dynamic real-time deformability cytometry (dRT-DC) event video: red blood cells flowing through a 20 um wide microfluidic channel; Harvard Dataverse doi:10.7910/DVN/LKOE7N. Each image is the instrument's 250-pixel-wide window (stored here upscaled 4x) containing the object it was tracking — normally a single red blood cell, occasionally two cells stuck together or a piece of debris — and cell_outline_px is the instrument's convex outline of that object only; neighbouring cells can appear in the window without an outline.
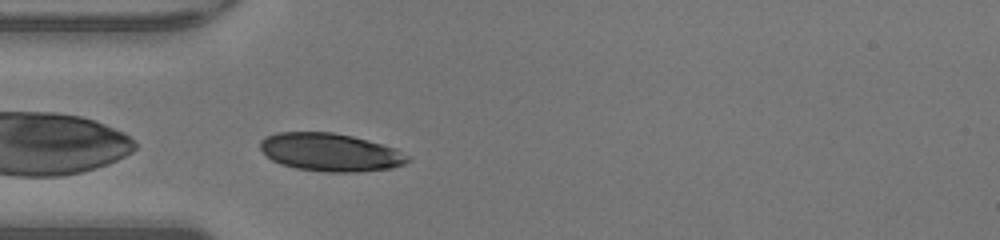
{"species": "human", "species_latin": "Homo sapiens", "temperature_condition": "warm", "stored_images_in_passage": 27, "camera_frame_rate_fps": 3000, "um_per_image_px": 0.085, "donor": {"sex": "male"}, "frame": {"image": 1, "passage_image": 1, "time_ms": 0.0, "image_size_px": [1000, 240], "cell_outline_px": [[408, 160], [404, 164], [392, 168], [360, 172], [324, 172], [296, 168], [280, 164], [272, 160], [260, 148], [260, 140], [264, 136], [276, 132], [332, 132], [352, 136], [368, 140], [396, 148], [408, 156]], "centroid_in_image_um": [28.06, 12.94], "position_along_channel_um": 56.9, "area_um2": 32.77}}
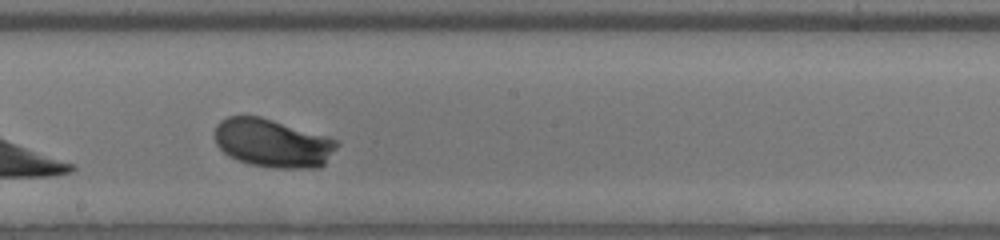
{"frame": {"image": 2, "passage_image": 13, "time_ms": 4.0, "image_size_px": [1000, 240], "cell_outline_px": [[340, 144], [324, 164], [320, 168], [276, 168], [248, 164], [228, 156], [216, 144], [216, 124], [220, 120], [228, 116], [260, 116], [336, 140]], "centroid_in_image_um": [23.15, 12.18], "position_along_channel_um": 225.0, "area_um2": 34.16}}
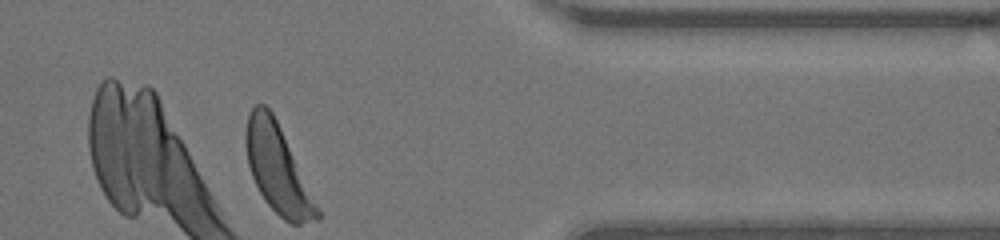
{"frame": {"image": 3, "passage_image": 26, "time_ms": 8.333, "image_size_px": [1000, 240], "cell_outline_px": [[320, 220], [300, 224], [292, 224], [284, 220], [264, 200], [252, 176], [248, 164], [244, 144], [244, 132], [248, 112], [256, 104], [264, 104], [272, 112], [280, 128], [320, 212]], "centroid_in_image_um": [23.55, 14.35], "position_along_channel_um": 387.9, "area_um2": 35.78}, "authors_computed_cell_mechanics": {"area_um2": 34.2754, "velocity_mm_per_s": 4.2708, "shape_relaxation_time_tau1_ms": 2.3089, "shape_relaxation_time_tau2_ms": null, "deformation_change_tau1": 0.1368, "deformation_change_tau2": null}}